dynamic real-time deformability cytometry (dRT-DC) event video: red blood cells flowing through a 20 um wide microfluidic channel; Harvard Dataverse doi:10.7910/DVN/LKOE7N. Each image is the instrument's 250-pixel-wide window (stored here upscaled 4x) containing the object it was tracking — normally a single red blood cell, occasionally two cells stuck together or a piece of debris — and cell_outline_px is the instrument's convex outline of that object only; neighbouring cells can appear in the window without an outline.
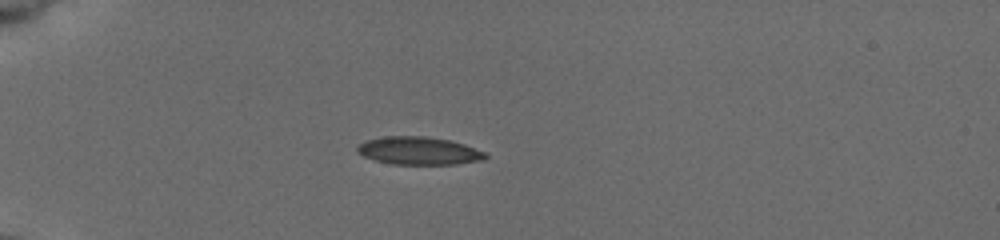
{"species": "common noctule bat (a hibernating species)", "species_latin": "Nyctalus noctula", "temperature_condition": "cold", "stored_images_in_passage": 15, "camera_frame_rate_fps": 3000, "um_per_image_px": 0.085, "animal": {"sex": "female", "body_mass_g": 19.5, "forearm_length_mm": 54.1}, "frame": {"image": 1, "passage_image": 6, "time_ms": 5.0, "image_size_px": [1000, 240], "cell_outline_px": [[488, 156], [480, 160], [456, 164], [392, 164], [372, 160], [356, 152], [356, 148], [360, 144], [368, 140], [384, 136], [424, 136], [448, 140], [464, 144], [488, 152]], "centroid_in_image_um": [35.6, 12.82], "position_along_channel_um": 49.4, "area_um2": 20.81}}
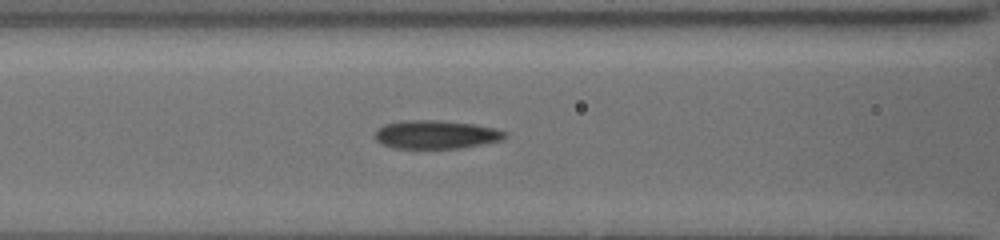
{"frame": {"image": 2, "passage_image": 12, "time_ms": 8.0, "image_size_px": [1000, 240], "cell_outline_px": [[504, 136], [500, 140], [460, 148], [392, 148], [380, 144], [376, 140], [376, 128], [384, 124], [404, 120], [436, 120], [472, 124], [496, 128], [504, 132]], "centroid_in_image_um": [36.97, 11.43], "position_along_channel_um": 129.6, "area_um2": 21.33}}
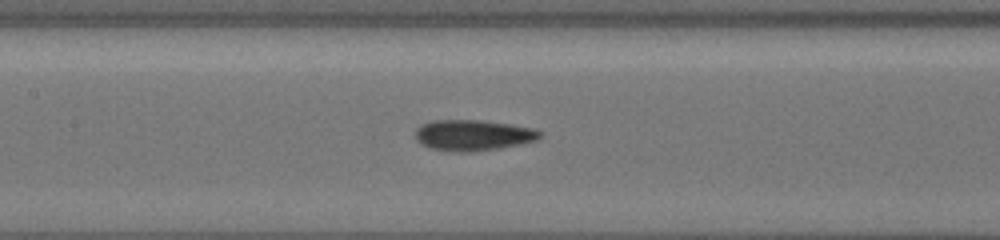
{"frame": {"image": 3, "passage_image": 14, "time_ms": 9.0, "image_size_px": [1000, 240], "cell_outline_px": [[540, 140], [524, 144], [500, 148], [472, 152], [452, 152], [428, 148], [420, 144], [416, 140], [416, 128], [420, 124], [432, 120], [480, 120], [512, 124], [536, 128], [540, 132]], "centroid_in_image_um": [40.22, 11.5], "position_along_channel_um": 167.2, "area_um2": 22.95}}